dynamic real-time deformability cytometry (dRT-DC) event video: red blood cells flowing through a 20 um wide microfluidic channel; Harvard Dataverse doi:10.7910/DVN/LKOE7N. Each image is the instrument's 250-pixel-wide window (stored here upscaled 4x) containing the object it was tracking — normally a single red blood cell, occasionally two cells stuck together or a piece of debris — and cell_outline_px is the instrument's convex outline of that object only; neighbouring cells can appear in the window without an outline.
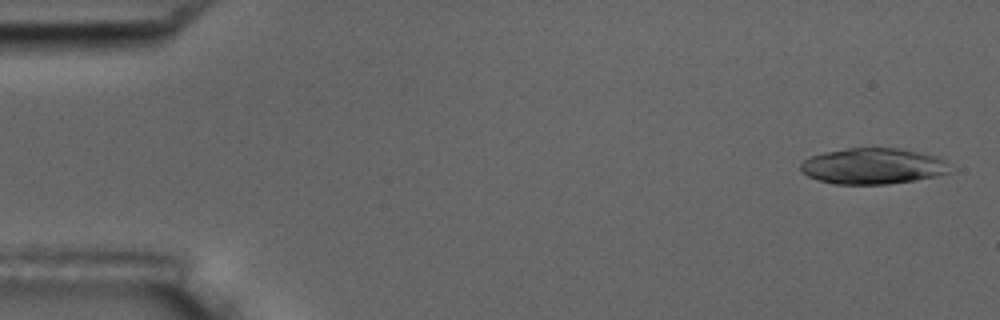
{"species": "common noctule bat (a hibernating species)", "species_latin": "Nyctalus noctula", "temperature_condition": "room temperature", "stored_images_in_passage": 4, "camera_frame_rate_fps": 3000, "um_per_image_px": 0.085, "animal": {"sex": "male", "body_mass_g": 17.5, "forearm_length_mm": 52.3}, "frame": {"image": 1, "passage_image": 1, "time_ms": 0.0, "image_size_px": [1000, 320], "cell_outline_px": [[948, 172], [936, 176], [916, 180], [888, 184], [836, 184], [820, 180], [808, 176], [800, 172], [800, 164], [804, 160], [812, 156], [824, 152], [848, 148], [896, 148], [936, 156], [944, 160]], "centroid_in_image_um": [74.14, 14.12], "position_along_channel_um": 10.9, "area_um2": 30.92}}